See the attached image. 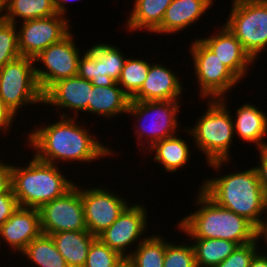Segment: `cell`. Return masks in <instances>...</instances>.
Here are the masks:
<instances>
[{"instance_id":"d590c367","label":"cell","mask_w":267,"mask_h":267,"mask_svg":"<svg viewBox=\"0 0 267 267\" xmlns=\"http://www.w3.org/2000/svg\"><path fill=\"white\" fill-rule=\"evenodd\" d=\"M256 151H258L260 161H258V166L254 165V167L262 187L264 198L267 202V148L258 149Z\"/></svg>"},{"instance_id":"b9f144b4","label":"cell","mask_w":267,"mask_h":267,"mask_svg":"<svg viewBox=\"0 0 267 267\" xmlns=\"http://www.w3.org/2000/svg\"><path fill=\"white\" fill-rule=\"evenodd\" d=\"M7 21L6 0H0V24Z\"/></svg>"},{"instance_id":"2e32d148","label":"cell","mask_w":267,"mask_h":267,"mask_svg":"<svg viewBox=\"0 0 267 267\" xmlns=\"http://www.w3.org/2000/svg\"><path fill=\"white\" fill-rule=\"evenodd\" d=\"M92 88L91 81L78 75L59 80L43 94V105L47 107L52 105L51 108H56L58 116L79 117L81 112L88 113V101H90ZM59 110L62 112L60 113ZM70 110L74 111L71 113L73 115L69 114Z\"/></svg>"},{"instance_id":"6da1fadb","label":"cell","mask_w":267,"mask_h":267,"mask_svg":"<svg viewBox=\"0 0 267 267\" xmlns=\"http://www.w3.org/2000/svg\"><path fill=\"white\" fill-rule=\"evenodd\" d=\"M59 119L57 122L55 120L52 123L41 126L39 124L38 127L31 128L32 130L27 134L28 137H25L27 142L25 144L34 150L33 155L37 159L54 165L62 162L73 163L72 161L87 165V162L116 156L114 152L117 151L109 147V144L107 146L102 143L96 135L92 134L93 131L90 132L89 127L79 124V117L60 116Z\"/></svg>"},{"instance_id":"277c9868","label":"cell","mask_w":267,"mask_h":267,"mask_svg":"<svg viewBox=\"0 0 267 267\" xmlns=\"http://www.w3.org/2000/svg\"><path fill=\"white\" fill-rule=\"evenodd\" d=\"M227 101V102H226ZM206 109L197 119L194 126L185 127L184 133L194 141V147L204 154L206 164L218 173L223 165L231 163V148L235 137L231 108L228 97L206 99ZM231 156V157H230Z\"/></svg>"},{"instance_id":"f546056e","label":"cell","mask_w":267,"mask_h":267,"mask_svg":"<svg viewBox=\"0 0 267 267\" xmlns=\"http://www.w3.org/2000/svg\"><path fill=\"white\" fill-rule=\"evenodd\" d=\"M150 63L139 57L126 58L117 83L130 99L140 90L146 80Z\"/></svg>"},{"instance_id":"e575fe53","label":"cell","mask_w":267,"mask_h":267,"mask_svg":"<svg viewBox=\"0 0 267 267\" xmlns=\"http://www.w3.org/2000/svg\"><path fill=\"white\" fill-rule=\"evenodd\" d=\"M19 207L13 191H6L0 194V227L11 217Z\"/></svg>"},{"instance_id":"d6986e66","label":"cell","mask_w":267,"mask_h":267,"mask_svg":"<svg viewBox=\"0 0 267 267\" xmlns=\"http://www.w3.org/2000/svg\"><path fill=\"white\" fill-rule=\"evenodd\" d=\"M42 234L39 210L18 207L11 217L0 227V244L19 255L26 246Z\"/></svg>"},{"instance_id":"cb8c5ba5","label":"cell","mask_w":267,"mask_h":267,"mask_svg":"<svg viewBox=\"0 0 267 267\" xmlns=\"http://www.w3.org/2000/svg\"><path fill=\"white\" fill-rule=\"evenodd\" d=\"M171 2L172 0H134V6L126 17L125 28L129 33L142 30L152 34L161 25Z\"/></svg>"},{"instance_id":"5bb4252c","label":"cell","mask_w":267,"mask_h":267,"mask_svg":"<svg viewBox=\"0 0 267 267\" xmlns=\"http://www.w3.org/2000/svg\"><path fill=\"white\" fill-rule=\"evenodd\" d=\"M19 25L16 24L20 54L33 59L73 30L68 17L60 14L23 21Z\"/></svg>"},{"instance_id":"9a60e30c","label":"cell","mask_w":267,"mask_h":267,"mask_svg":"<svg viewBox=\"0 0 267 267\" xmlns=\"http://www.w3.org/2000/svg\"><path fill=\"white\" fill-rule=\"evenodd\" d=\"M81 198L87 230L95 237L110 227L131 203L102 185L81 187Z\"/></svg>"},{"instance_id":"3957f363","label":"cell","mask_w":267,"mask_h":267,"mask_svg":"<svg viewBox=\"0 0 267 267\" xmlns=\"http://www.w3.org/2000/svg\"><path fill=\"white\" fill-rule=\"evenodd\" d=\"M198 186L217 205L260 227L267 208L255 167L210 177ZM264 213V214H263Z\"/></svg>"},{"instance_id":"74e56055","label":"cell","mask_w":267,"mask_h":267,"mask_svg":"<svg viewBox=\"0 0 267 267\" xmlns=\"http://www.w3.org/2000/svg\"><path fill=\"white\" fill-rule=\"evenodd\" d=\"M11 170L12 163L9 164L0 159V194L6 191H12L11 188Z\"/></svg>"},{"instance_id":"8992f818","label":"cell","mask_w":267,"mask_h":267,"mask_svg":"<svg viewBox=\"0 0 267 267\" xmlns=\"http://www.w3.org/2000/svg\"><path fill=\"white\" fill-rule=\"evenodd\" d=\"M179 102L176 100H130L127 116L131 115L134 118V123L136 124H133L132 127L135 132L134 136H137V146L144 151L143 153L156 142L181 133L178 116L182 103ZM143 138H145L144 141Z\"/></svg>"},{"instance_id":"ab89813d","label":"cell","mask_w":267,"mask_h":267,"mask_svg":"<svg viewBox=\"0 0 267 267\" xmlns=\"http://www.w3.org/2000/svg\"><path fill=\"white\" fill-rule=\"evenodd\" d=\"M259 251L254 258L251 261V264L249 267H267V250Z\"/></svg>"},{"instance_id":"83f0119b","label":"cell","mask_w":267,"mask_h":267,"mask_svg":"<svg viewBox=\"0 0 267 267\" xmlns=\"http://www.w3.org/2000/svg\"><path fill=\"white\" fill-rule=\"evenodd\" d=\"M7 22H20L58 14L55 0H6ZM18 18V19H17Z\"/></svg>"},{"instance_id":"d4e9b609","label":"cell","mask_w":267,"mask_h":267,"mask_svg":"<svg viewBox=\"0 0 267 267\" xmlns=\"http://www.w3.org/2000/svg\"><path fill=\"white\" fill-rule=\"evenodd\" d=\"M50 236L68 267L84 266L91 243L96 238L88 230L62 231Z\"/></svg>"},{"instance_id":"f1b7e54d","label":"cell","mask_w":267,"mask_h":267,"mask_svg":"<svg viewBox=\"0 0 267 267\" xmlns=\"http://www.w3.org/2000/svg\"><path fill=\"white\" fill-rule=\"evenodd\" d=\"M167 238L152 233L127 257L134 267H163Z\"/></svg>"},{"instance_id":"4fadbf2b","label":"cell","mask_w":267,"mask_h":267,"mask_svg":"<svg viewBox=\"0 0 267 267\" xmlns=\"http://www.w3.org/2000/svg\"><path fill=\"white\" fill-rule=\"evenodd\" d=\"M144 205L131 203L98 238L122 257H128L148 237V210Z\"/></svg>"},{"instance_id":"d6a6232c","label":"cell","mask_w":267,"mask_h":267,"mask_svg":"<svg viewBox=\"0 0 267 267\" xmlns=\"http://www.w3.org/2000/svg\"><path fill=\"white\" fill-rule=\"evenodd\" d=\"M122 258L117 251L110 249L96 237L91 243L83 267H115Z\"/></svg>"},{"instance_id":"52a82bcc","label":"cell","mask_w":267,"mask_h":267,"mask_svg":"<svg viewBox=\"0 0 267 267\" xmlns=\"http://www.w3.org/2000/svg\"><path fill=\"white\" fill-rule=\"evenodd\" d=\"M231 7L223 24L257 63L267 49V0H232Z\"/></svg>"},{"instance_id":"e0dca14e","label":"cell","mask_w":267,"mask_h":267,"mask_svg":"<svg viewBox=\"0 0 267 267\" xmlns=\"http://www.w3.org/2000/svg\"><path fill=\"white\" fill-rule=\"evenodd\" d=\"M199 39L221 60L223 65L228 67L241 81L250 72L249 68L255 65V61L250 57L241 45V42L222 23L217 32L211 36L200 37Z\"/></svg>"},{"instance_id":"8fae6325","label":"cell","mask_w":267,"mask_h":267,"mask_svg":"<svg viewBox=\"0 0 267 267\" xmlns=\"http://www.w3.org/2000/svg\"><path fill=\"white\" fill-rule=\"evenodd\" d=\"M101 42L87 48L79 58L77 75L93 86H111L120 78L126 55L118 46Z\"/></svg>"},{"instance_id":"30bf717a","label":"cell","mask_w":267,"mask_h":267,"mask_svg":"<svg viewBox=\"0 0 267 267\" xmlns=\"http://www.w3.org/2000/svg\"><path fill=\"white\" fill-rule=\"evenodd\" d=\"M74 35L71 31L60 42L50 45L33 59L36 80L43 94L57 81L77 75L83 50L81 52L76 45ZM38 63L44 69L40 67L41 64L38 68Z\"/></svg>"},{"instance_id":"ffe728a7","label":"cell","mask_w":267,"mask_h":267,"mask_svg":"<svg viewBox=\"0 0 267 267\" xmlns=\"http://www.w3.org/2000/svg\"><path fill=\"white\" fill-rule=\"evenodd\" d=\"M215 0H172L166 9L161 25L153 32L177 34L194 23L199 22L204 14L214 5ZM201 18V19H200Z\"/></svg>"},{"instance_id":"1f68e13d","label":"cell","mask_w":267,"mask_h":267,"mask_svg":"<svg viewBox=\"0 0 267 267\" xmlns=\"http://www.w3.org/2000/svg\"><path fill=\"white\" fill-rule=\"evenodd\" d=\"M16 25L10 22L0 24V68L20 57Z\"/></svg>"},{"instance_id":"836d02e7","label":"cell","mask_w":267,"mask_h":267,"mask_svg":"<svg viewBox=\"0 0 267 267\" xmlns=\"http://www.w3.org/2000/svg\"><path fill=\"white\" fill-rule=\"evenodd\" d=\"M258 238L248 244L239 245L232 254L216 267H249L254 256L261 249Z\"/></svg>"},{"instance_id":"f35d334b","label":"cell","mask_w":267,"mask_h":267,"mask_svg":"<svg viewBox=\"0 0 267 267\" xmlns=\"http://www.w3.org/2000/svg\"><path fill=\"white\" fill-rule=\"evenodd\" d=\"M257 238L259 241H262V244L264 246L266 245L265 249H267V208L265 211L263 221H262L260 227L257 229Z\"/></svg>"},{"instance_id":"ac0fdd59","label":"cell","mask_w":267,"mask_h":267,"mask_svg":"<svg viewBox=\"0 0 267 267\" xmlns=\"http://www.w3.org/2000/svg\"><path fill=\"white\" fill-rule=\"evenodd\" d=\"M151 62L148 75L140 90L130 99L132 101H181L184 95L182 78L163 63ZM163 64V65H162ZM178 75V76H177ZM180 77V78H178Z\"/></svg>"},{"instance_id":"484cf974","label":"cell","mask_w":267,"mask_h":267,"mask_svg":"<svg viewBox=\"0 0 267 267\" xmlns=\"http://www.w3.org/2000/svg\"><path fill=\"white\" fill-rule=\"evenodd\" d=\"M196 267H216L239 246L225 239L191 238Z\"/></svg>"},{"instance_id":"4316f807","label":"cell","mask_w":267,"mask_h":267,"mask_svg":"<svg viewBox=\"0 0 267 267\" xmlns=\"http://www.w3.org/2000/svg\"><path fill=\"white\" fill-rule=\"evenodd\" d=\"M20 255L36 267H68L50 235L41 234L33 239Z\"/></svg>"},{"instance_id":"7bdbcfd3","label":"cell","mask_w":267,"mask_h":267,"mask_svg":"<svg viewBox=\"0 0 267 267\" xmlns=\"http://www.w3.org/2000/svg\"><path fill=\"white\" fill-rule=\"evenodd\" d=\"M115 267H134V265L127 257H123Z\"/></svg>"},{"instance_id":"8d00e7d4","label":"cell","mask_w":267,"mask_h":267,"mask_svg":"<svg viewBox=\"0 0 267 267\" xmlns=\"http://www.w3.org/2000/svg\"><path fill=\"white\" fill-rule=\"evenodd\" d=\"M17 118L15 115L8 109V107L4 104V102L0 99V131L4 134L11 130L13 127L14 120Z\"/></svg>"},{"instance_id":"44dd1931","label":"cell","mask_w":267,"mask_h":267,"mask_svg":"<svg viewBox=\"0 0 267 267\" xmlns=\"http://www.w3.org/2000/svg\"><path fill=\"white\" fill-rule=\"evenodd\" d=\"M258 107L246 101L232 116L235 136L247 144H254L256 150L267 148V113Z\"/></svg>"},{"instance_id":"7402d4cb","label":"cell","mask_w":267,"mask_h":267,"mask_svg":"<svg viewBox=\"0 0 267 267\" xmlns=\"http://www.w3.org/2000/svg\"><path fill=\"white\" fill-rule=\"evenodd\" d=\"M179 133L162 139L156 142L146 153L150 152L153 155L154 162L161 165L160 170L164 172H178L177 170H182L185 168L191 157V147L188 145V139H182ZM187 140V141H186Z\"/></svg>"},{"instance_id":"603a6c76","label":"cell","mask_w":267,"mask_h":267,"mask_svg":"<svg viewBox=\"0 0 267 267\" xmlns=\"http://www.w3.org/2000/svg\"><path fill=\"white\" fill-rule=\"evenodd\" d=\"M130 98L115 82L111 86H93L88 101V112L94 116L104 118H116L122 114L127 115Z\"/></svg>"},{"instance_id":"7a4b0ae2","label":"cell","mask_w":267,"mask_h":267,"mask_svg":"<svg viewBox=\"0 0 267 267\" xmlns=\"http://www.w3.org/2000/svg\"><path fill=\"white\" fill-rule=\"evenodd\" d=\"M199 190V191H198ZM194 205L197 209L183 216L175 226L189 238L225 239L239 245L257 239V228L244 217L217 205L200 188Z\"/></svg>"},{"instance_id":"4dcf8cb0","label":"cell","mask_w":267,"mask_h":267,"mask_svg":"<svg viewBox=\"0 0 267 267\" xmlns=\"http://www.w3.org/2000/svg\"><path fill=\"white\" fill-rule=\"evenodd\" d=\"M167 240L163 267H196L195 252L190 242H178ZM180 243V244H179Z\"/></svg>"},{"instance_id":"9c48e42d","label":"cell","mask_w":267,"mask_h":267,"mask_svg":"<svg viewBox=\"0 0 267 267\" xmlns=\"http://www.w3.org/2000/svg\"><path fill=\"white\" fill-rule=\"evenodd\" d=\"M197 38V39H196ZM191 41L189 54L201 99H220L228 96L241 81L198 37Z\"/></svg>"},{"instance_id":"60d3db41","label":"cell","mask_w":267,"mask_h":267,"mask_svg":"<svg viewBox=\"0 0 267 267\" xmlns=\"http://www.w3.org/2000/svg\"><path fill=\"white\" fill-rule=\"evenodd\" d=\"M74 1H76V0H55V9H56L57 13L62 15V16H65V17H69L67 15V10H68L67 3L68 2L69 3L74 2ZM77 1H79V0H77Z\"/></svg>"},{"instance_id":"7c38bea8","label":"cell","mask_w":267,"mask_h":267,"mask_svg":"<svg viewBox=\"0 0 267 267\" xmlns=\"http://www.w3.org/2000/svg\"><path fill=\"white\" fill-rule=\"evenodd\" d=\"M64 195L42 205L39 210L42 234L87 230L80 184Z\"/></svg>"},{"instance_id":"ba28073f","label":"cell","mask_w":267,"mask_h":267,"mask_svg":"<svg viewBox=\"0 0 267 267\" xmlns=\"http://www.w3.org/2000/svg\"><path fill=\"white\" fill-rule=\"evenodd\" d=\"M0 99L17 117L24 106L43 105L33 58L20 56L0 68Z\"/></svg>"},{"instance_id":"5b68a950","label":"cell","mask_w":267,"mask_h":267,"mask_svg":"<svg viewBox=\"0 0 267 267\" xmlns=\"http://www.w3.org/2000/svg\"><path fill=\"white\" fill-rule=\"evenodd\" d=\"M59 166L43 162L34 155L28 164H12L11 188L20 207L39 209L75 185Z\"/></svg>"}]
</instances>
